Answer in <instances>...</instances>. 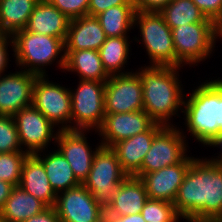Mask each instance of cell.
Returning <instances> with one entry per match:
<instances>
[{
	"label": "cell",
	"mask_w": 222,
	"mask_h": 222,
	"mask_svg": "<svg viewBox=\"0 0 222 222\" xmlns=\"http://www.w3.org/2000/svg\"><path fill=\"white\" fill-rule=\"evenodd\" d=\"M28 155L26 151L0 153V180L19 186L23 163Z\"/></svg>",
	"instance_id": "f546056e"
},
{
	"label": "cell",
	"mask_w": 222,
	"mask_h": 222,
	"mask_svg": "<svg viewBox=\"0 0 222 222\" xmlns=\"http://www.w3.org/2000/svg\"><path fill=\"white\" fill-rule=\"evenodd\" d=\"M47 76H37L33 88L32 105L54 126L58 125L59 130H70L68 124L71 123L70 88L50 82Z\"/></svg>",
	"instance_id": "30bf717a"
},
{
	"label": "cell",
	"mask_w": 222,
	"mask_h": 222,
	"mask_svg": "<svg viewBox=\"0 0 222 222\" xmlns=\"http://www.w3.org/2000/svg\"><path fill=\"white\" fill-rule=\"evenodd\" d=\"M105 114L143 110V88L137 72L110 75L105 85Z\"/></svg>",
	"instance_id": "8fae6325"
},
{
	"label": "cell",
	"mask_w": 222,
	"mask_h": 222,
	"mask_svg": "<svg viewBox=\"0 0 222 222\" xmlns=\"http://www.w3.org/2000/svg\"><path fill=\"white\" fill-rule=\"evenodd\" d=\"M70 20L87 15L89 0H48Z\"/></svg>",
	"instance_id": "d6a6232c"
},
{
	"label": "cell",
	"mask_w": 222,
	"mask_h": 222,
	"mask_svg": "<svg viewBox=\"0 0 222 222\" xmlns=\"http://www.w3.org/2000/svg\"><path fill=\"white\" fill-rule=\"evenodd\" d=\"M187 221L222 220V164L195 158L174 201Z\"/></svg>",
	"instance_id": "6da1fadb"
},
{
	"label": "cell",
	"mask_w": 222,
	"mask_h": 222,
	"mask_svg": "<svg viewBox=\"0 0 222 222\" xmlns=\"http://www.w3.org/2000/svg\"><path fill=\"white\" fill-rule=\"evenodd\" d=\"M134 5L133 0H89L87 15L97 16L112 6Z\"/></svg>",
	"instance_id": "e575fe53"
},
{
	"label": "cell",
	"mask_w": 222,
	"mask_h": 222,
	"mask_svg": "<svg viewBox=\"0 0 222 222\" xmlns=\"http://www.w3.org/2000/svg\"><path fill=\"white\" fill-rule=\"evenodd\" d=\"M159 13L171 29L197 22H214L206 18L192 0H171Z\"/></svg>",
	"instance_id": "f1b7e54d"
},
{
	"label": "cell",
	"mask_w": 222,
	"mask_h": 222,
	"mask_svg": "<svg viewBox=\"0 0 222 222\" xmlns=\"http://www.w3.org/2000/svg\"><path fill=\"white\" fill-rule=\"evenodd\" d=\"M180 67L166 65L141 66L138 73L143 88V110L155 123L173 126L169 120L183 109L186 95L179 80ZM181 107V108H180Z\"/></svg>",
	"instance_id": "7a4b0ae2"
},
{
	"label": "cell",
	"mask_w": 222,
	"mask_h": 222,
	"mask_svg": "<svg viewBox=\"0 0 222 222\" xmlns=\"http://www.w3.org/2000/svg\"><path fill=\"white\" fill-rule=\"evenodd\" d=\"M106 38L96 16L85 15L75 18L69 24L64 41L65 51L99 50Z\"/></svg>",
	"instance_id": "d6986e66"
},
{
	"label": "cell",
	"mask_w": 222,
	"mask_h": 222,
	"mask_svg": "<svg viewBox=\"0 0 222 222\" xmlns=\"http://www.w3.org/2000/svg\"><path fill=\"white\" fill-rule=\"evenodd\" d=\"M129 46L127 36L108 37L101 45L98 51L103 68L109 76L131 73L124 70L122 72V69L128 62L127 59L129 60Z\"/></svg>",
	"instance_id": "4316f807"
},
{
	"label": "cell",
	"mask_w": 222,
	"mask_h": 222,
	"mask_svg": "<svg viewBox=\"0 0 222 222\" xmlns=\"http://www.w3.org/2000/svg\"><path fill=\"white\" fill-rule=\"evenodd\" d=\"M171 33L176 67L182 68L186 64L198 65L210 57L219 36V25L216 22H197L173 28Z\"/></svg>",
	"instance_id": "5b68a950"
},
{
	"label": "cell",
	"mask_w": 222,
	"mask_h": 222,
	"mask_svg": "<svg viewBox=\"0 0 222 222\" xmlns=\"http://www.w3.org/2000/svg\"><path fill=\"white\" fill-rule=\"evenodd\" d=\"M14 186L6 181L0 180V212L4 206L5 201L10 195V192Z\"/></svg>",
	"instance_id": "ab89813d"
},
{
	"label": "cell",
	"mask_w": 222,
	"mask_h": 222,
	"mask_svg": "<svg viewBox=\"0 0 222 222\" xmlns=\"http://www.w3.org/2000/svg\"><path fill=\"white\" fill-rule=\"evenodd\" d=\"M154 123L144 110L106 114L97 130L103 139L100 144L112 147L115 143L147 131Z\"/></svg>",
	"instance_id": "2e32d148"
},
{
	"label": "cell",
	"mask_w": 222,
	"mask_h": 222,
	"mask_svg": "<svg viewBox=\"0 0 222 222\" xmlns=\"http://www.w3.org/2000/svg\"><path fill=\"white\" fill-rule=\"evenodd\" d=\"M219 37H222V22L219 24Z\"/></svg>",
	"instance_id": "7bdbcfd3"
},
{
	"label": "cell",
	"mask_w": 222,
	"mask_h": 222,
	"mask_svg": "<svg viewBox=\"0 0 222 222\" xmlns=\"http://www.w3.org/2000/svg\"><path fill=\"white\" fill-rule=\"evenodd\" d=\"M86 130H59L55 143L59 147L57 150L70 164L76 179L83 184L91 170L95 151L91 150L86 139Z\"/></svg>",
	"instance_id": "9a60e30c"
},
{
	"label": "cell",
	"mask_w": 222,
	"mask_h": 222,
	"mask_svg": "<svg viewBox=\"0 0 222 222\" xmlns=\"http://www.w3.org/2000/svg\"><path fill=\"white\" fill-rule=\"evenodd\" d=\"M19 186L48 207L55 206L57 194L50 185L42 162L34 154H29L23 163Z\"/></svg>",
	"instance_id": "7402d4cb"
},
{
	"label": "cell",
	"mask_w": 222,
	"mask_h": 222,
	"mask_svg": "<svg viewBox=\"0 0 222 222\" xmlns=\"http://www.w3.org/2000/svg\"><path fill=\"white\" fill-rule=\"evenodd\" d=\"M163 127L161 124L154 123L147 131L115 143L111 147L116 152L121 167L128 176H135L141 170L154 136Z\"/></svg>",
	"instance_id": "ac0fdd59"
},
{
	"label": "cell",
	"mask_w": 222,
	"mask_h": 222,
	"mask_svg": "<svg viewBox=\"0 0 222 222\" xmlns=\"http://www.w3.org/2000/svg\"><path fill=\"white\" fill-rule=\"evenodd\" d=\"M148 199L145 186L140 178L128 176L117 187L105 213L116 217L135 215L141 213Z\"/></svg>",
	"instance_id": "44dd1931"
},
{
	"label": "cell",
	"mask_w": 222,
	"mask_h": 222,
	"mask_svg": "<svg viewBox=\"0 0 222 222\" xmlns=\"http://www.w3.org/2000/svg\"><path fill=\"white\" fill-rule=\"evenodd\" d=\"M54 207L60 222H102L105 212L83 184L57 194Z\"/></svg>",
	"instance_id": "4fadbf2b"
},
{
	"label": "cell",
	"mask_w": 222,
	"mask_h": 222,
	"mask_svg": "<svg viewBox=\"0 0 222 222\" xmlns=\"http://www.w3.org/2000/svg\"><path fill=\"white\" fill-rule=\"evenodd\" d=\"M34 155L42 162L50 185L56 194L81 184L76 179L70 164L57 149L43 157L40 151Z\"/></svg>",
	"instance_id": "d4e9b609"
},
{
	"label": "cell",
	"mask_w": 222,
	"mask_h": 222,
	"mask_svg": "<svg viewBox=\"0 0 222 222\" xmlns=\"http://www.w3.org/2000/svg\"><path fill=\"white\" fill-rule=\"evenodd\" d=\"M206 18L218 25L222 22V0H192Z\"/></svg>",
	"instance_id": "836d02e7"
},
{
	"label": "cell",
	"mask_w": 222,
	"mask_h": 222,
	"mask_svg": "<svg viewBox=\"0 0 222 222\" xmlns=\"http://www.w3.org/2000/svg\"><path fill=\"white\" fill-rule=\"evenodd\" d=\"M12 40L15 62L24 71L38 76L47 75L43 67L53 64L56 58L58 67L64 70L65 44L63 39L23 29L16 32L12 36ZM61 52L63 53L60 54ZM58 58H60L59 61Z\"/></svg>",
	"instance_id": "277c9868"
},
{
	"label": "cell",
	"mask_w": 222,
	"mask_h": 222,
	"mask_svg": "<svg viewBox=\"0 0 222 222\" xmlns=\"http://www.w3.org/2000/svg\"><path fill=\"white\" fill-rule=\"evenodd\" d=\"M48 206L23 190L14 186L1 209L2 222H24L43 212Z\"/></svg>",
	"instance_id": "603a6c76"
},
{
	"label": "cell",
	"mask_w": 222,
	"mask_h": 222,
	"mask_svg": "<svg viewBox=\"0 0 222 222\" xmlns=\"http://www.w3.org/2000/svg\"><path fill=\"white\" fill-rule=\"evenodd\" d=\"M9 45H11L13 48V40L11 36H6L0 42V74L5 72V69L7 68L8 65L9 61L8 47H10Z\"/></svg>",
	"instance_id": "74e56055"
},
{
	"label": "cell",
	"mask_w": 222,
	"mask_h": 222,
	"mask_svg": "<svg viewBox=\"0 0 222 222\" xmlns=\"http://www.w3.org/2000/svg\"><path fill=\"white\" fill-rule=\"evenodd\" d=\"M184 100L185 126L206 145L222 132V79L202 83Z\"/></svg>",
	"instance_id": "3957f363"
},
{
	"label": "cell",
	"mask_w": 222,
	"mask_h": 222,
	"mask_svg": "<svg viewBox=\"0 0 222 222\" xmlns=\"http://www.w3.org/2000/svg\"><path fill=\"white\" fill-rule=\"evenodd\" d=\"M70 21L48 0H40L34 7L24 30L57 37L65 41Z\"/></svg>",
	"instance_id": "ffe728a7"
},
{
	"label": "cell",
	"mask_w": 222,
	"mask_h": 222,
	"mask_svg": "<svg viewBox=\"0 0 222 222\" xmlns=\"http://www.w3.org/2000/svg\"><path fill=\"white\" fill-rule=\"evenodd\" d=\"M178 127L164 126L153 138L150 149L145 155L141 170L135 175L139 178L145 173L160 170L166 166L184 161L187 145L183 130ZM182 131V132H181Z\"/></svg>",
	"instance_id": "9c48e42d"
},
{
	"label": "cell",
	"mask_w": 222,
	"mask_h": 222,
	"mask_svg": "<svg viewBox=\"0 0 222 222\" xmlns=\"http://www.w3.org/2000/svg\"><path fill=\"white\" fill-rule=\"evenodd\" d=\"M171 0H133L136 11L160 12Z\"/></svg>",
	"instance_id": "d590c367"
},
{
	"label": "cell",
	"mask_w": 222,
	"mask_h": 222,
	"mask_svg": "<svg viewBox=\"0 0 222 222\" xmlns=\"http://www.w3.org/2000/svg\"><path fill=\"white\" fill-rule=\"evenodd\" d=\"M24 222H60L55 207H48L43 212L34 215Z\"/></svg>",
	"instance_id": "8d00e7d4"
},
{
	"label": "cell",
	"mask_w": 222,
	"mask_h": 222,
	"mask_svg": "<svg viewBox=\"0 0 222 222\" xmlns=\"http://www.w3.org/2000/svg\"><path fill=\"white\" fill-rule=\"evenodd\" d=\"M23 149L13 116L0 115V153L25 151Z\"/></svg>",
	"instance_id": "1f68e13d"
},
{
	"label": "cell",
	"mask_w": 222,
	"mask_h": 222,
	"mask_svg": "<svg viewBox=\"0 0 222 222\" xmlns=\"http://www.w3.org/2000/svg\"><path fill=\"white\" fill-rule=\"evenodd\" d=\"M13 119L20 144L26 147L24 149L29 154L39 151L42 153L48 148L51 140L57 139L59 129L55 132L53 129L55 126L33 105L22 108L13 116Z\"/></svg>",
	"instance_id": "7c38bea8"
},
{
	"label": "cell",
	"mask_w": 222,
	"mask_h": 222,
	"mask_svg": "<svg viewBox=\"0 0 222 222\" xmlns=\"http://www.w3.org/2000/svg\"><path fill=\"white\" fill-rule=\"evenodd\" d=\"M105 85L106 81L80 80L77 89L70 90V130L89 132L91 129L96 131L100 128L106 115Z\"/></svg>",
	"instance_id": "52a82bcc"
},
{
	"label": "cell",
	"mask_w": 222,
	"mask_h": 222,
	"mask_svg": "<svg viewBox=\"0 0 222 222\" xmlns=\"http://www.w3.org/2000/svg\"><path fill=\"white\" fill-rule=\"evenodd\" d=\"M0 74V115L14 116L32 105L33 88L38 75L21 70Z\"/></svg>",
	"instance_id": "5bb4252c"
},
{
	"label": "cell",
	"mask_w": 222,
	"mask_h": 222,
	"mask_svg": "<svg viewBox=\"0 0 222 222\" xmlns=\"http://www.w3.org/2000/svg\"><path fill=\"white\" fill-rule=\"evenodd\" d=\"M140 29L141 44L150 58V65L176 67V53L171 28L159 12L136 11L134 26ZM139 25V26H138Z\"/></svg>",
	"instance_id": "ba28073f"
},
{
	"label": "cell",
	"mask_w": 222,
	"mask_h": 222,
	"mask_svg": "<svg viewBox=\"0 0 222 222\" xmlns=\"http://www.w3.org/2000/svg\"><path fill=\"white\" fill-rule=\"evenodd\" d=\"M64 70L77 72L80 80L107 81L109 79L98 50L65 51Z\"/></svg>",
	"instance_id": "cb8c5ba5"
},
{
	"label": "cell",
	"mask_w": 222,
	"mask_h": 222,
	"mask_svg": "<svg viewBox=\"0 0 222 222\" xmlns=\"http://www.w3.org/2000/svg\"><path fill=\"white\" fill-rule=\"evenodd\" d=\"M102 222H145L144 218L142 217L141 213L135 215H128V216H111L104 212Z\"/></svg>",
	"instance_id": "f35d334b"
},
{
	"label": "cell",
	"mask_w": 222,
	"mask_h": 222,
	"mask_svg": "<svg viewBox=\"0 0 222 222\" xmlns=\"http://www.w3.org/2000/svg\"><path fill=\"white\" fill-rule=\"evenodd\" d=\"M141 215L145 222H179L183 218L176 212L174 204L156 199L146 201Z\"/></svg>",
	"instance_id": "4dcf8cb0"
},
{
	"label": "cell",
	"mask_w": 222,
	"mask_h": 222,
	"mask_svg": "<svg viewBox=\"0 0 222 222\" xmlns=\"http://www.w3.org/2000/svg\"><path fill=\"white\" fill-rule=\"evenodd\" d=\"M189 222H222V220H214V221H189Z\"/></svg>",
	"instance_id": "ee69618b"
},
{
	"label": "cell",
	"mask_w": 222,
	"mask_h": 222,
	"mask_svg": "<svg viewBox=\"0 0 222 222\" xmlns=\"http://www.w3.org/2000/svg\"><path fill=\"white\" fill-rule=\"evenodd\" d=\"M7 35L3 32L1 26H0V42L6 37Z\"/></svg>",
	"instance_id": "b9f144b4"
},
{
	"label": "cell",
	"mask_w": 222,
	"mask_h": 222,
	"mask_svg": "<svg viewBox=\"0 0 222 222\" xmlns=\"http://www.w3.org/2000/svg\"><path fill=\"white\" fill-rule=\"evenodd\" d=\"M40 0H0V26L7 36L23 30Z\"/></svg>",
	"instance_id": "484cf974"
},
{
	"label": "cell",
	"mask_w": 222,
	"mask_h": 222,
	"mask_svg": "<svg viewBox=\"0 0 222 222\" xmlns=\"http://www.w3.org/2000/svg\"><path fill=\"white\" fill-rule=\"evenodd\" d=\"M188 157L176 165L166 166L160 170L145 173L140 176L148 198L162 200L174 204L178 189L194 160Z\"/></svg>",
	"instance_id": "e0dca14e"
},
{
	"label": "cell",
	"mask_w": 222,
	"mask_h": 222,
	"mask_svg": "<svg viewBox=\"0 0 222 222\" xmlns=\"http://www.w3.org/2000/svg\"><path fill=\"white\" fill-rule=\"evenodd\" d=\"M209 146L219 147L222 149V132L218 134V136L210 143ZM217 158H210L209 160L216 162L218 164H222V153Z\"/></svg>",
	"instance_id": "60d3db41"
},
{
	"label": "cell",
	"mask_w": 222,
	"mask_h": 222,
	"mask_svg": "<svg viewBox=\"0 0 222 222\" xmlns=\"http://www.w3.org/2000/svg\"><path fill=\"white\" fill-rule=\"evenodd\" d=\"M128 177L122 169L116 152L107 146H100L93 157L91 170L83 185L105 211L112 202L117 187Z\"/></svg>",
	"instance_id": "8992f818"
},
{
	"label": "cell",
	"mask_w": 222,
	"mask_h": 222,
	"mask_svg": "<svg viewBox=\"0 0 222 222\" xmlns=\"http://www.w3.org/2000/svg\"><path fill=\"white\" fill-rule=\"evenodd\" d=\"M135 12V5L112 6L96 17L107 38L122 37L127 36L129 30L134 28Z\"/></svg>",
	"instance_id": "83f0119b"
}]
</instances>
